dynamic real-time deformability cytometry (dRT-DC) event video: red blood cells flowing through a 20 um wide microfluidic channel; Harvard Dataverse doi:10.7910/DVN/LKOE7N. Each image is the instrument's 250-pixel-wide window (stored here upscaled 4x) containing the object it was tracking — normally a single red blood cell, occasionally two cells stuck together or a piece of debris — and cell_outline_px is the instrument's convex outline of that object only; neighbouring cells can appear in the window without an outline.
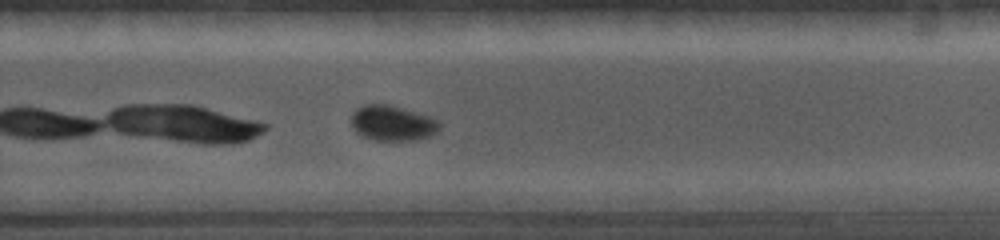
{"species": "common noctule bat (a hibernating species)", "species_latin": "Nyctalus noctula", "temperature_condition": "cold", "stored_images_in_passage": 49, "camera_frame_rate_fps": 5000, "um_per_image_px": 0.085, "animal": {"sex": "female", "body_mass_g": 19.0, "forearm_length_mm": 56.7}, "frame": {"image": 1, "passage_image": 28, "time_ms": 5.4, "image_size_px": [1000, 240], "cell_outline_px": [[440, 128], [436, 132], [428, 136], [412, 140], [376, 140], [364, 136], [356, 132], [352, 124], [352, 112], [356, 108], [364, 104], [388, 104], [404, 108], [428, 116], [436, 120], [440, 124]], "centroid_in_image_um": [33.33, 10.45], "position_along_channel_um": 296.5, "area_um2": 17.92}}